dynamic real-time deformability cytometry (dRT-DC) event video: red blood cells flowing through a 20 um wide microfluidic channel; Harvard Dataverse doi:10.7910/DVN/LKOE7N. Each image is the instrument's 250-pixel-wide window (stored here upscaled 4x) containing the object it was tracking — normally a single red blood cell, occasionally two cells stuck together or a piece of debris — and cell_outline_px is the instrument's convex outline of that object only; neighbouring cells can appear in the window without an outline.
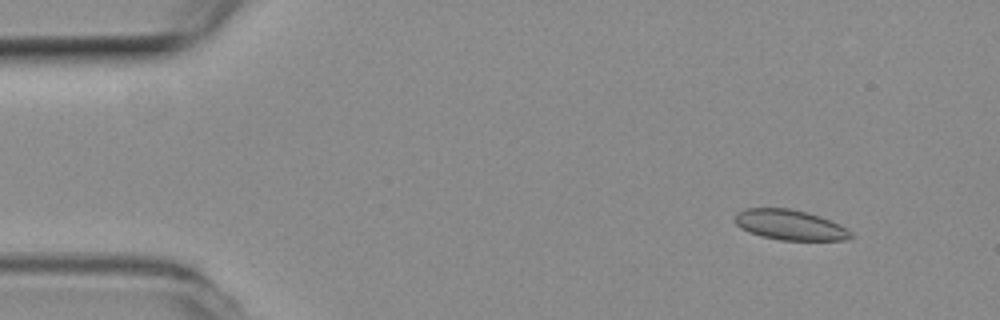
{"species": "common noctule bat (a hibernating species)", "species_latin": "Nyctalus noctula", "temperature_condition": "room temperature", "stored_images_in_passage": 54, "camera_frame_rate_fps": 3000, "um_per_image_px": 0.085, "animal": {"sex": "female", "body_mass_g": 19.3, "forearm_length_mm": 54.1}, "frame": {"image": 1, "passage_image": 6, "time_ms": 1.667, "image_size_px": [1000, 320], "cell_outline_px": [[852, 236], [844, 240], [780, 240], [760, 236], [748, 232], [740, 228], [732, 220], [732, 216], [736, 212], [744, 208], [788, 208], [808, 212], [820, 216], [852, 232]], "centroid_in_image_um": [67.03, 19.11], "position_along_channel_um": 18.0, "area_um2": 20.52}}
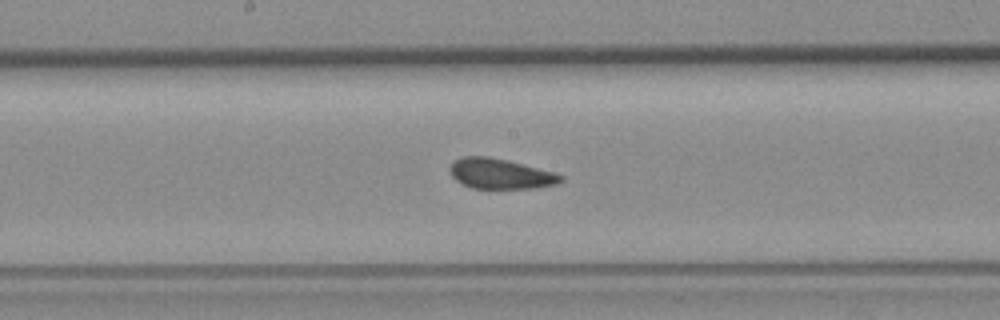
{"frame": {"image": 2, "passage_image": 28, "time_ms": 9.0, "image_size_px": [1000, 320], "cell_outline_px": [[564, 180], [556, 184], [536, 188], [472, 188], [456, 180], [452, 176], [448, 168], [452, 160], [460, 156], [488, 156], [508, 160], [556, 172], [564, 176]], "centroid_in_image_um": [42.53, 14.75], "position_along_channel_um": 205.7, "area_um2": 19.83}}
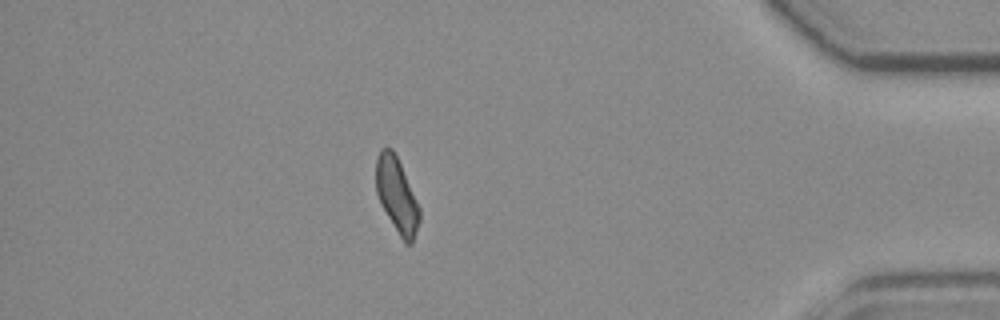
{"frame": {"image": 3, "passage_image": 47, "time_ms": 15.333, "image_size_px": [1000, 320], "cell_outline_px": [[420, 220], [412, 244], [404, 244], [380, 204], [376, 192], [376, 156], [380, 148], [392, 148], [400, 164], [420, 208]], "centroid_in_image_um": [33.71, 16.62], "position_along_channel_um": 401.5, "area_um2": 18.96}, "authors_computed_cell_mechanics": {"area_um2": 20.2589, "velocity_mm_per_s": 3.8204, "shape_relaxation_time_tau1_ms": null, "shape_relaxation_time_tau2_ms": 1.6009, "deformation_change_tau1": null, "deformation_change_tau2": 0.0766}}